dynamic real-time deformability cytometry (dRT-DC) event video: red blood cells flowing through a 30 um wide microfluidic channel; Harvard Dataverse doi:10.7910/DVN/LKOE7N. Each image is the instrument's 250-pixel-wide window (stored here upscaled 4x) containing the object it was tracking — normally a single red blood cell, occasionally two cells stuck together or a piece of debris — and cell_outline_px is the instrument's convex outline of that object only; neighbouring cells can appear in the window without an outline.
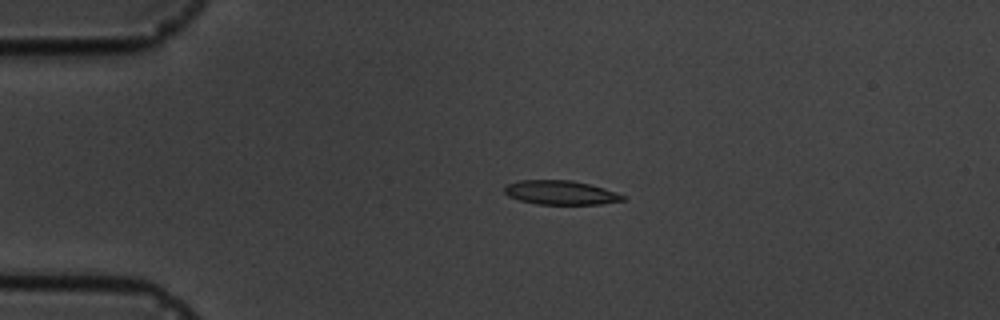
{"species": "common noctule bat (a hibernating species)", "species_latin": "Nyctalus noctula", "temperature_condition": "cold", "stored_images_in_passage": 5, "camera_frame_rate_fps": 3000, "um_per_image_px": 0.085, "animal": {"sex": "male", "body_mass_g": 19.5, "forearm_length_mm": 54.6}, "frame": {"image": 1, "passage_image": 4, "time_ms": 3.333, "image_size_px": [1000, 320], "cell_outline_px": [[624, 200], [600, 204], [536, 204], [520, 200], [508, 196], [504, 192], [504, 184], [520, 180], [572, 180], [604, 188], [616, 192], [624, 196]], "centroid_in_image_um": [47.6, 16.36], "position_along_channel_um": 37.4, "area_um2": 16.59}}